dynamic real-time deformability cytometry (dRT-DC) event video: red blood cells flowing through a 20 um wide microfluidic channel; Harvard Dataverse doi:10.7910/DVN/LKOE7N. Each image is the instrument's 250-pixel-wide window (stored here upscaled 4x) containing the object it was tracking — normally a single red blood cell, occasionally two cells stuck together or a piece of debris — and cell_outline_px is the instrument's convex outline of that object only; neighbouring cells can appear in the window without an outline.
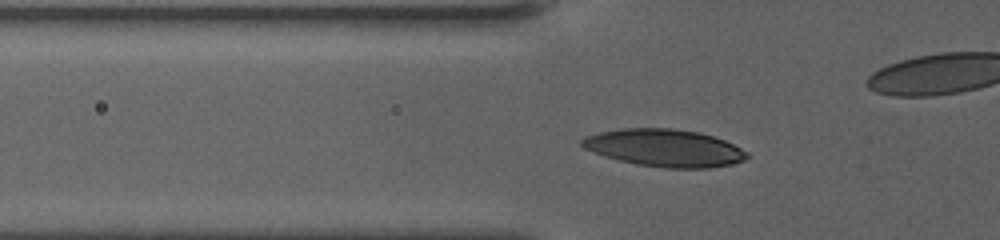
{"species": "human", "species_latin": "Homo sapiens", "temperature_condition": "warm", "stored_images_in_passage": 53, "camera_frame_rate_fps": 3000, "um_per_image_px": 0.085, "donor": {"sex": "female"}, "frame": {"image": 1, "passage_image": 15, "time_ms": 4.667, "image_size_px": [1000, 240], "cell_outline_px": [[748, 156], [744, 160], [732, 164], [708, 168], [664, 168], [636, 164], [604, 156], [584, 148], [580, 144], [580, 140], [588, 136], [600, 132], [620, 128], [672, 128], [700, 132], [724, 140], [748, 152]], "centroid_in_image_um": [56.48, 12.57], "position_along_channel_um": 69.3, "area_um2": 35.89}}
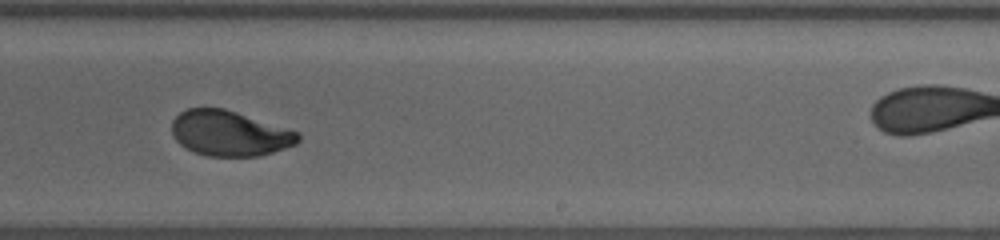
{"frame": {"image": 2, "passage_image": 32, "time_ms": 10.333, "image_size_px": [1000, 240], "cell_outline_px": [[300, 140], [296, 144], [260, 156], [204, 156], [184, 148], [176, 140], [172, 132], [172, 120], [180, 112], [188, 108], [224, 108], [300, 132]], "centroid_in_image_um": [19.5, 11.34], "position_along_channel_um": 269.5, "area_um2": 33.41}}
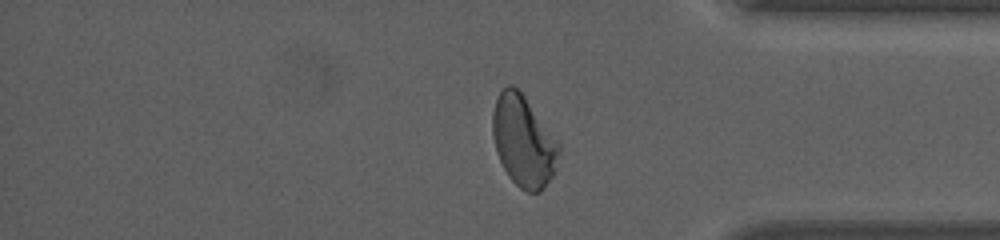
{"frame": {"image": 3, "passage_image": 43, "time_ms": 14.0, "image_size_px": [1000, 240], "cell_outline_px": [[560, 152], [556, 172], [544, 188], [540, 192], [528, 192], [520, 188], [508, 176], [496, 152], [492, 136], [492, 112], [496, 100], [500, 92], [508, 84], [512, 84], [524, 96], [560, 144]], "centroid_in_image_um": [44.5, 12.03], "position_along_channel_um": 390.7, "area_um2": 35.2}, "authors_computed_cell_mechanics": {"area_um2": 34.3332, "velocity_mm_per_s": 3.5937, "shape_relaxation_time_tau1_ms": 5.3409, "shape_relaxation_time_tau2_ms": 0.8252, "deformation_change_tau1": 0.2055, "deformation_change_tau2": 0.0529}}